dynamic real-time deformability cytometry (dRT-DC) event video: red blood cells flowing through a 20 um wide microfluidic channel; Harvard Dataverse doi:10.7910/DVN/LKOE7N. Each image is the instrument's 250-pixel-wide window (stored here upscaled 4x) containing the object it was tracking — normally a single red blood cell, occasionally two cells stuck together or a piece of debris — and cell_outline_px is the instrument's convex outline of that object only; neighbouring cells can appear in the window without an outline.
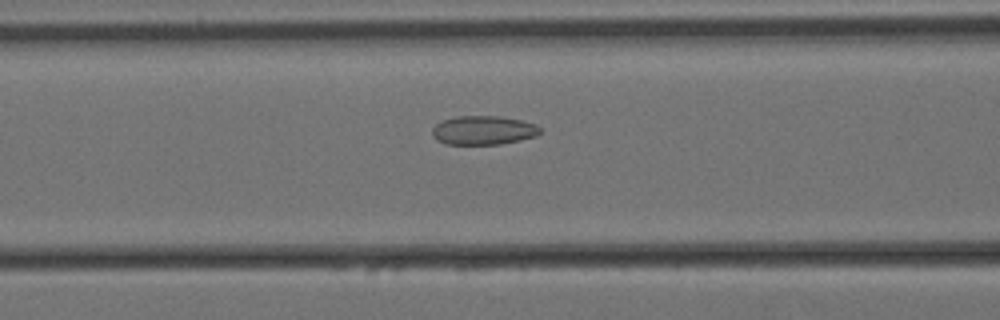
{"species": "Egyptian fruit bat (a non-hibernating species)", "species_latin": "Rousettus aegyptiacus", "temperature_condition": "cold", "stored_images_in_passage": 59, "camera_frame_rate_fps": 3000, "um_per_image_px": 0.085, "animal": {"sex": "female"}, "frame": {"image": 1, "passage_image": 23, "time_ms": 7.333, "image_size_px": [1000, 320], "cell_outline_px": [[540, 132], [536, 136], [520, 140], [500, 144], [444, 144], [436, 140], [432, 136], [432, 128], [436, 124], [444, 120], [456, 116], [500, 116], [520, 120], [536, 124], [540, 128]], "centroid_in_image_um": [41.06, 11.07], "position_along_channel_um": 125.5, "area_um2": 18.21}}
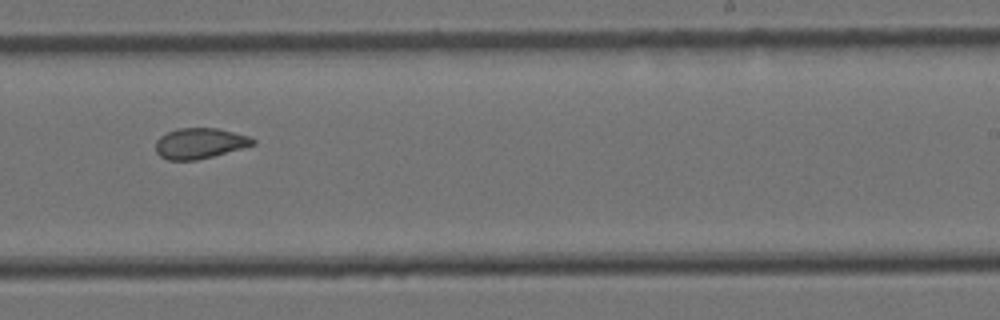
{"frame": {"image": 2, "passage_image": 36, "time_ms": 11.667, "image_size_px": [1000, 320], "cell_outline_px": [[256, 144], [212, 156], [196, 160], [168, 160], [160, 156], [156, 152], [156, 140], [160, 136], [168, 132], [180, 128], [216, 128], [248, 136], [256, 140]], "centroid_in_image_um": [16.96, 12.18], "position_along_channel_um": 272.0, "area_um2": 17.11}}
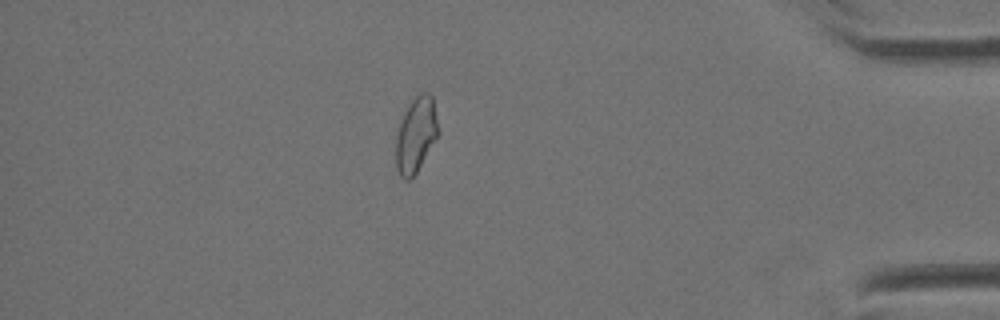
{"frame": {"image": 3, "passage_image": 51, "time_ms": 16.667, "image_size_px": [1000, 320], "cell_outline_px": [[440, 132], [416, 172], [408, 180], [404, 180], [400, 176], [396, 168], [396, 136], [404, 112], [412, 100], [420, 92], [428, 92], [432, 96]], "centroid_in_image_um": [35.36, 11.45], "position_along_channel_um": 399.8, "area_um2": 18.38}, "authors_computed_cell_mechanics": {"area_um2": 18.5538, "velocity_mm_per_s": 3.3948, "shape_relaxation_time_tau1_ms": null, "shape_relaxation_time_tau2_ms": 2.5271, "deformation_change_tau1": null, "deformation_change_tau2": 0.0689}}